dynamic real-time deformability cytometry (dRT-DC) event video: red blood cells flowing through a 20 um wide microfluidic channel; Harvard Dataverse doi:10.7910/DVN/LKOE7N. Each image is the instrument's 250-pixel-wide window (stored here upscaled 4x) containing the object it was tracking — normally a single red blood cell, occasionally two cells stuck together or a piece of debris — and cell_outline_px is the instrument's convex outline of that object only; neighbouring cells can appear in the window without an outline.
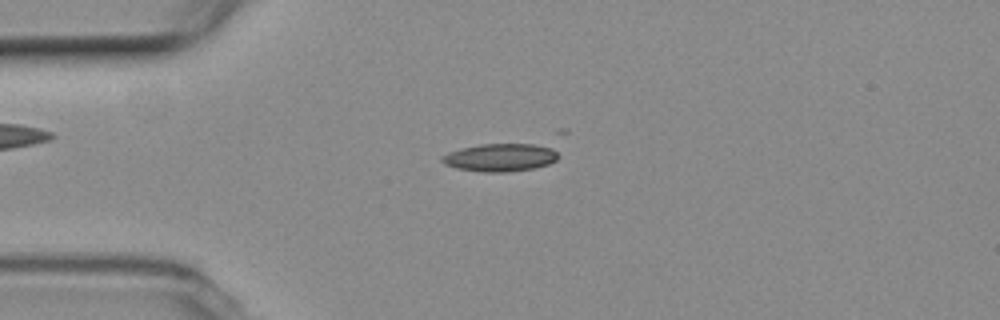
{"species": "common noctule bat (a hibernating species)", "species_latin": "Nyctalus noctula", "temperature_condition": "room temperature", "stored_images_in_passage": 20, "camera_frame_rate_fps": 3000, "um_per_image_px": 0.085, "animal": {"sex": "female", "body_mass_g": 19.3, "forearm_length_mm": 54.1}, "frame": {"image": 1, "passage_image": 3, "time_ms": 0.667, "image_size_px": [1000, 320], "cell_outline_px": [[560, 156], [556, 160], [548, 164], [532, 168], [508, 172], [484, 172], [456, 168], [444, 164], [440, 160], [440, 156], [448, 152], [460, 148], [480, 144], [552, 144]], "centroid_in_image_um": [42.56, 13.36], "position_along_channel_um": 42.4, "area_um2": 19.31}}
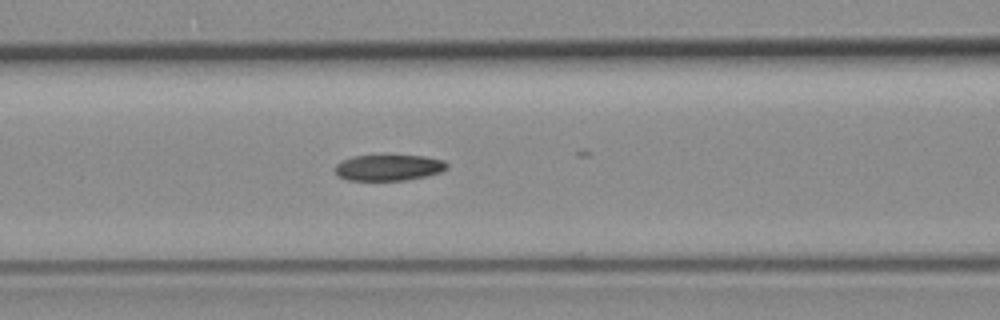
{"frame": {"image": 2, "passage_image": 12, "time_ms": 3.667, "image_size_px": [1000, 320], "cell_outline_px": [[448, 168], [440, 172], [428, 176], [408, 180], [348, 180], [336, 176], [332, 168], [336, 164], [352, 156], [424, 156], [444, 160], [448, 164]], "centroid_in_image_um": [33.02, 14.26], "position_along_channel_um": 133.6, "area_um2": 17.11}}
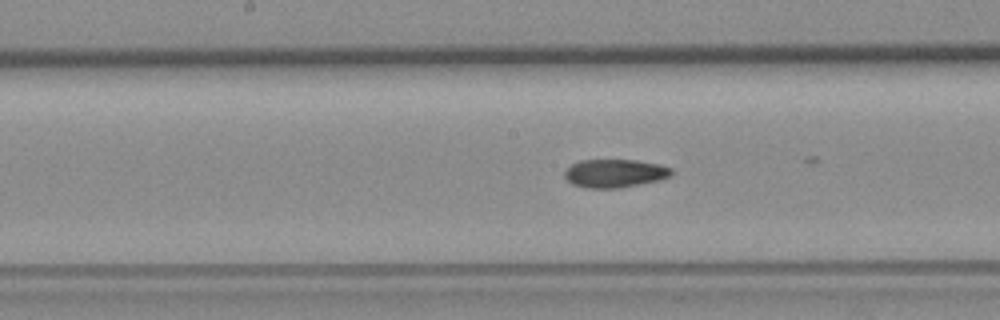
{"frame": {"image": 3, "passage_image": 17, "time_ms": 5.333, "image_size_px": [1000, 320], "cell_outline_px": [[672, 176], [660, 180], [620, 188], [588, 188], [572, 184], [564, 176], [564, 172], [572, 164], [580, 160], [636, 160], [660, 164], [672, 168]], "centroid_in_image_um": [52.29, 14.73], "position_along_channel_um": 195.9, "area_um2": 17.69}}